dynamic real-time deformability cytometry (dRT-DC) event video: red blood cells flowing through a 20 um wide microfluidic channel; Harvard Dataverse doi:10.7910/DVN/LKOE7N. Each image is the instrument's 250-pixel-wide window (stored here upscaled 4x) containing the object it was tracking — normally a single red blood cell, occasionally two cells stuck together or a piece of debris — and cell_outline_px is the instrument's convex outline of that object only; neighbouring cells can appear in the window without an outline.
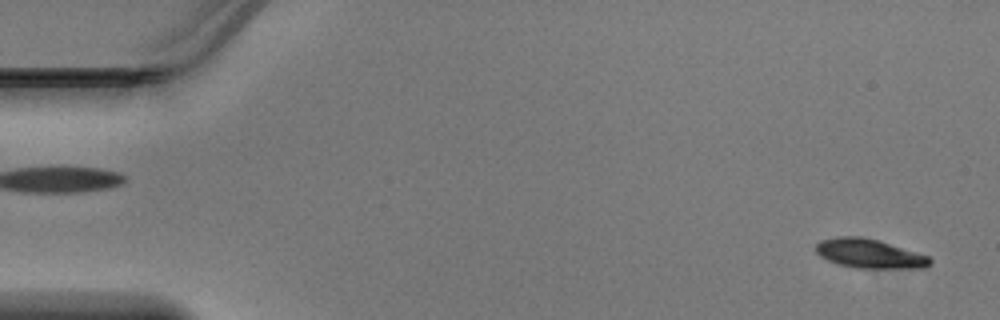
{"species": "Egyptian fruit bat (a non-hibernating species)", "species_latin": "Rousettus aegyptiacus", "temperature_condition": "warm", "stored_images_in_passage": 47, "camera_frame_rate_fps": 3000, "um_per_image_px": 0.085, "animal": {"sex": "male"}, "frame": {"image": 1, "passage_image": 2, "time_ms": 0.333, "image_size_px": [1000, 320], "cell_outline_px": [[932, 260], [924, 268], [856, 268], [840, 264], [828, 260], [820, 256], [816, 252], [816, 244], [820, 240], [836, 236], [860, 236], [880, 240], [928, 256]], "centroid_in_image_um": [73.87, 21.54], "position_along_channel_um": 11.1, "area_um2": 19.36}}
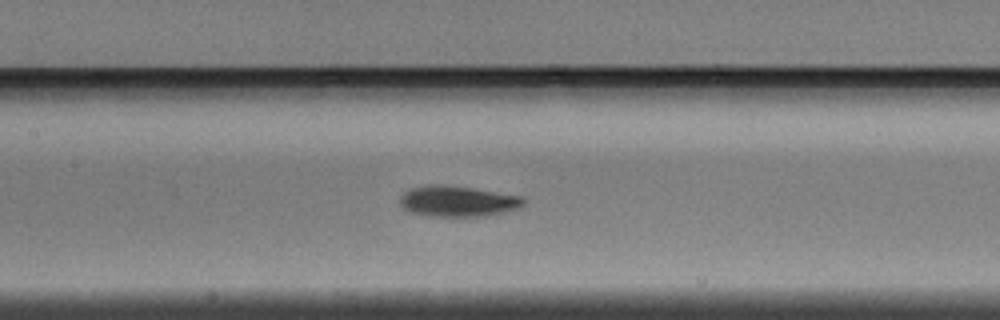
{"frame": {"image": 2, "passage_image": 22, "time_ms": 7.0, "image_size_px": [1000, 320], "cell_outline_px": [[524, 204], [516, 208], [484, 216], [432, 216], [412, 212], [404, 208], [400, 204], [400, 196], [408, 188], [432, 184], [444, 184], [472, 188], [524, 196]], "centroid_in_image_um": [38.87, 17.08], "position_along_channel_um": 168.5, "area_um2": 22.02}}
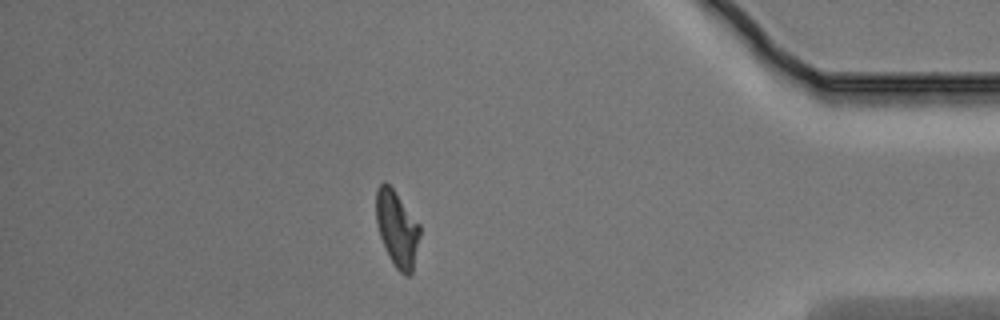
{"frame": {"image": 3, "passage_image": 41, "time_ms": 13.333, "image_size_px": [1000, 320], "cell_outline_px": [[420, 236], [412, 272], [408, 276], [404, 276], [396, 268], [388, 256], [380, 236], [376, 220], [376, 188], [384, 180], [392, 188], [420, 224]], "centroid_in_image_um": [33.74, 19.45], "position_along_channel_um": 401.5, "area_um2": 19.31}}